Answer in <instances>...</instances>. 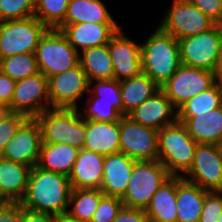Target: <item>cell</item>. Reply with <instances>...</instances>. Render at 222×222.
Returning <instances> with one entry per match:
<instances>
[{
  "mask_svg": "<svg viewBox=\"0 0 222 222\" xmlns=\"http://www.w3.org/2000/svg\"><path fill=\"white\" fill-rule=\"evenodd\" d=\"M28 119L27 116L20 113H10L0 123V157L6 144L13 138L20 126Z\"/></svg>",
  "mask_w": 222,
  "mask_h": 222,
  "instance_id": "cell-38",
  "label": "cell"
},
{
  "mask_svg": "<svg viewBox=\"0 0 222 222\" xmlns=\"http://www.w3.org/2000/svg\"><path fill=\"white\" fill-rule=\"evenodd\" d=\"M216 24L222 25V0H189Z\"/></svg>",
  "mask_w": 222,
  "mask_h": 222,
  "instance_id": "cell-40",
  "label": "cell"
},
{
  "mask_svg": "<svg viewBox=\"0 0 222 222\" xmlns=\"http://www.w3.org/2000/svg\"><path fill=\"white\" fill-rule=\"evenodd\" d=\"M105 156L81 149L74 163L69 181L72 189H100Z\"/></svg>",
  "mask_w": 222,
  "mask_h": 222,
  "instance_id": "cell-20",
  "label": "cell"
},
{
  "mask_svg": "<svg viewBox=\"0 0 222 222\" xmlns=\"http://www.w3.org/2000/svg\"><path fill=\"white\" fill-rule=\"evenodd\" d=\"M48 28L35 16L0 22V59L22 53H35Z\"/></svg>",
  "mask_w": 222,
  "mask_h": 222,
  "instance_id": "cell-9",
  "label": "cell"
},
{
  "mask_svg": "<svg viewBox=\"0 0 222 222\" xmlns=\"http://www.w3.org/2000/svg\"><path fill=\"white\" fill-rule=\"evenodd\" d=\"M135 160L124 153L106 155L103 163V178L100 190L105 196L122 198L127 190L128 182Z\"/></svg>",
  "mask_w": 222,
  "mask_h": 222,
  "instance_id": "cell-19",
  "label": "cell"
},
{
  "mask_svg": "<svg viewBox=\"0 0 222 222\" xmlns=\"http://www.w3.org/2000/svg\"><path fill=\"white\" fill-rule=\"evenodd\" d=\"M153 28L140 41L142 73L161 87L181 66L179 42L157 24Z\"/></svg>",
  "mask_w": 222,
  "mask_h": 222,
  "instance_id": "cell-2",
  "label": "cell"
},
{
  "mask_svg": "<svg viewBox=\"0 0 222 222\" xmlns=\"http://www.w3.org/2000/svg\"><path fill=\"white\" fill-rule=\"evenodd\" d=\"M222 212V192L210 191L205 196L199 222H218L219 215Z\"/></svg>",
  "mask_w": 222,
  "mask_h": 222,
  "instance_id": "cell-39",
  "label": "cell"
},
{
  "mask_svg": "<svg viewBox=\"0 0 222 222\" xmlns=\"http://www.w3.org/2000/svg\"><path fill=\"white\" fill-rule=\"evenodd\" d=\"M70 0H35L34 16L48 29H57L65 20Z\"/></svg>",
  "mask_w": 222,
  "mask_h": 222,
  "instance_id": "cell-33",
  "label": "cell"
},
{
  "mask_svg": "<svg viewBox=\"0 0 222 222\" xmlns=\"http://www.w3.org/2000/svg\"><path fill=\"white\" fill-rule=\"evenodd\" d=\"M215 77H216L217 81L222 82V42H221V48H220L218 63H217V67H216V70H215Z\"/></svg>",
  "mask_w": 222,
  "mask_h": 222,
  "instance_id": "cell-45",
  "label": "cell"
},
{
  "mask_svg": "<svg viewBox=\"0 0 222 222\" xmlns=\"http://www.w3.org/2000/svg\"><path fill=\"white\" fill-rule=\"evenodd\" d=\"M86 96L97 97V102L117 103V111L123 116L120 81L116 79L89 81V91Z\"/></svg>",
  "mask_w": 222,
  "mask_h": 222,
  "instance_id": "cell-35",
  "label": "cell"
},
{
  "mask_svg": "<svg viewBox=\"0 0 222 222\" xmlns=\"http://www.w3.org/2000/svg\"><path fill=\"white\" fill-rule=\"evenodd\" d=\"M89 91V80L80 63L62 73L48 77L51 108L77 109Z\"/></svg>",
  "mask_w": 222,
  "mask_h": 222,
  "instance_id": "cell-10",
  "label": "cell"
},
{
  "mask_svg": "<svg viewBox=\"0 0 222 222\" xmlns=\"http://www.w3.org/2000/svg\"><path fill=\"white\" fill-rule=\"evenodd\" d=\"M31 168L0 157V202L20 203L24 199Z\"/></svg>",
  "mask_w": 222,
  "mask_h": 222,
  "instance_id": "cell-21",
  "label": "cell"
},
{
  "mask_svg": "<svg viewBox=\"0 0 222 222\" xmlns=\"http://www.w3.org/2000/svg\"><path fill=\"white\" fill-rule=\"evenodd\" d=\"M16 81L0 70V103L9 106L13 98Z\"/></svg>",
  "mask_w": 222,
  "mask_h": 222,
  "instance_id": "cell-43",
  "label": "cell"
},
{
  "mask_svg": "<svg viewBox=\"0 0 222 222\" xmlns=\"http://www.w3.org/2000/svg\"><path fill=\"white\" fill-rule=\"evenodd\" d=\"M79 149L69 144L42 143L37 167L69 177Z\"/></svg>",
  "mask_w": 222,
  "mask_h": 222,
  "instance_id": "cell-27",
  "label": "cell"
},
{
  "mask_svg": "<svg viewBox=\"0 0 222 222\" xmlns=\"http://www.w3.org/2000/svg\"><path fill=\"white\" fill-rule=\"evenodd\" d=\"M11 113L36 118L51 108L48 78L41 72L16 81L13 98L8 106Z\"/></svg>",
  "mask_w": 222,
  "mask_h": 222,
  "instance_id": "cell-13",
  "label": "cell"
},
{
  "mask_svg": "<svg viewBox=\"0 0 222 222\" xmlns=\"http://www.w3.org/2000/svg\"><path fill=\"white\" fill-rule=\"evenodd\" d=\"M83 101L84 106H79L77 110L85 120L116 122L122 118L117 111V103L97 102V97H85Z\"/></svg>",
  "mask_w": 222,
  "mask_h": 222,
  "instance_id": "cell-34",
  "label": "cell"
},
{
  "mask_svg": "<svg viewBox=\"0 0 222 222\" xmlns=\"http://www.w3.org/2000/svg\"><path fill=\"white\" fill-rule=\"evenodd\" d=\"M10 109L7 106L0 107V123L10 114Z\"/></svg>",
  "mask_w": 222,
  "mask_h": 222,
  "instance_id": "cell-46",
  "label": "cell"
},
{
  "mask_svg": "<svg viewBox=\"0 0 222 222\" xmlns=\"http://www.w3.org/2000/svg\"><path fill=\"white\" fill-rule=\"evenodd\" d=\"M71 185L68 176L43 170L36 165L31 168L23 207L62 218L66 216Z\"/></svg>",
  "mask_w": 222,
  "mask_h": 222,
  "instance_id": "cell-1",
  "label": "cell"
},
{
  "mask_svg": "<svg viewBox=\"0 0 222 222\" xmlns=\"http://www.w3.org/2000/svg\"><path fill=\"white\" fill-rule=\"evenodd\" d=\"M209 192L177 176V222H199Z\"/></svg>",
  "mask_w": 222,
  "mask_h": 222,
  "instance_id": "cell-23",
  "label": "cell"
},
{
  "mask_svg": "<svg viewBox=\"0 0 222 222\" xmlns=\"http://www.w3.org/2000/svg\"><path fill=\"white\" fill-rule=\"evenodd\" d=\"M22 210L21 203L0 202V222H21Z\"/></svg>",
  "mask_w": 222,
  "mask_h": 222,
  "instance_id": "cell-41",
  "label": "cell"
},
{
  "mask_svg": "<svg viewBox=\"0 0 222 222\" xmlns=\"http://www.w3.org/2000/svg\"><path fill=\"white\" fill-rule=\"evenodd\" d=\"M197 144L222 145V106L183 123Z\"/></svg>",
  "mask_w": 222,
  "mask_h": 222,
  "instance_id": "cell-25",
  "label": "cell"
},
{
  "mask_svg": "<svg viewBox=\"0 0 222 222\" xmlns=\"http://www.w3.org/2000/svg\"><path fill=\"white\" fill-rule=\"evenodd\" d=\"M123 207L121 198L104 195L90 222H113Z\"/></svg>",
  "mask_w": 222,
  "mask_h": 222,
  "instance_id": "cell-37",
  "label": "cell"
},
{
  "mask_svg": "<svg viewBox=\"0 0 222 222\" xmlns=\"http://www.w3.org/2000/svg\"><path fill=\"white\" fill-rule=\"evenodd\" d=\"M216 81L213 72L181 65L160 89L178 109L192 97L210 88Z\"/></svg>",
  "mask_w": 222,
  "mask_h": 222,
  "instance_id": "cell-11",
  "label": "cell"
},
{
  "mask_svg": "<svg viewBox=\"0 0 222 222\" xmlns=\"http://www.w3.org/2000/svg\"><path fill=\"white\" fill-rule=\"evenodd\" d=\"M127 116L138 124L159 131L177 121V109L159 89Z\"/></svg>",
  "mask_w": 222,
  "mask_h": 222,
  "instance_id": "cell-17",
  "label": "cell"
},
{
  "mask_svg": "<svg viewBox=\"0 0 222 222\" xmlns=\"http://www.w3.org/2000/svg\"><path fill=\"white\" fill-rule=\"evenodd\" d=\"M120 27V24L75 23L61 24L57 29L61 30L80 53L87 48L108 44Z\"/></svg>",
  "mask_w": 222,
  "mask_h": 222,
  "instance_id": "cell-18",
  "label": "cell"
},
{
  "mask_svg": "<svg viewBox=\"0 0 222 222\" xmlns=\"http://www.w3.org/2000/svg\"><path fill=\"white\" fill-rule=\"evenodd\" d=\"M197 143L186 126L176 121L158 131V160L171 176H183L191 167Z\"/></svg>",
  "mask_w": 222,
  "mask_h": 222,
  "instance_id": "cell-3",
  "label": "cell"
},
{
  "mask_svg": "<svg viewBox=\"0 0 222 222\" xmlns=\"http://www.w3.org/2000/svg\"><path fill=\"white\" fill-rule=\"evenodd\" d=\"M79 63L89 81L114 79L108 44L82 50Z\"/></svg>",
  "mask_w": 222,
  "mask_h": 222,
  "instance_id": "cell-28",
  "label": "cell"
},
{
  "mask_svg": "<svg viewBox=\"0 0 222 222\" xmlns=\"http://www.w3.org/2000/svg\"><path fill=\"white\" fill-rule=\"evenodd\" d=\"M123 116L141 105L146 99L157 92L160 87L146 74L120 81Z\"/></svg>",
  "mask_w": 222,
  "mask_h": 222,
  "instance_id": "cell-29",
  "label": "cell"
},
{
  "mask_svg": "<svg viewBox=\"0 0 222 222\" xmlns=\"http://www.w3.org/2000/svg\"><path fill=\"white\" fill-rule=\"evenodd\" d=\"M120 152L135 161L158 160V131L133 121L120 119Z\"/></svg>",
  "mask_w": 222,
  "mask_h": 222,
  "instance_id": "cell-14",
  "label": "cell"
},
{
  "mask_svg": "<svg viewBox=\"0 0 222 222\" xmlns=\"http://www.w3.org/2000/svg\"><path fill=\"white\" fill-rule=\"evenodd\" d=\"M0 70L15 81L40 72L35 53H22L2 58Z\"/></svg>",
  "mask_w": 222,
  "mask_h": 222,
  "instance_id": "cell-32",
  "label": "cell"
},
{
  "mask_svg": "<svg viewBox=\"0 0 222 222\" xmlns=\"http://www.w3.org/2000/svg\"><path fill=\"white\" fill-rule=\"evenodd\" d=\"M41 146L40 125L35 118H28L6 144L1 158L34 167L38 163Z\"/></svg>",
  "mask_w": 222,
  "mask_h": 222,
  "instance_id": "cell-16",
  "label": "cell"
},
{
  "mask_svg": "<svg viewBox=\"0 0 222 222\" xmlns=\"http://www.w3.org/2000/svg\"><path fill=\"white\" fill-rule=\"evenodd\" d=\"M59 218L54 215L35 212L23 207L21 222H58Z\"/></svg>",
  "mask_w": 222,
  "mask_h": 222,
  "instance_id": "cell-44",
  "label": "cell"
},
{
  "mask_svg": "<svg viewBox=\"0 0 222 222\" xmlns=\"http://www.w3.org/2000/svg\"><path fill=\"white\" fill-rule=\"evenodd\" d=\"M104 193L100 189H72L66 218L90 222Z\"/></svg>",
  "mask_w": 222,
  "mask_h": 222,
  "instance_id": "cell-31",
  "label": "cell"
},
{
  "mask_svg": "<svg viewBox=\"0 0 222 222\" xmlns=\"http://www.w3.org/2000/svg\"><path fill=\"white\" fill-rule=\"evenodd\" d=\"M182 178L207 191H222V146L198 144L192 165Z\"/></svg>",
  "mask_w": 222,
  "mask_h": 222,
  "instance_id": "cell-12",
  "label": "cell"
},
{
  "mask_svg": "<svg viewBox=\"0 0 222 222\" xmlns=\"http://www.w3.org/2000/svg\"><path fill=\"white\" fill-rule=\"evenodd\" d=\"M181 65L208 70L215 73L221 42L222 25L178 40Z\"/></svg>",
  "mask_w": 222,
  "mask_h": 222,
  "instance_id": "cell-8",
  "label": "cell"
},
{
  "mask_svg": "<svg viewBox=\"0 0 222 222\" xmlns=\"http://www.w3.org/2000/svg\"><path fill=\"white\" fill-rule=\"evenodd\" d=\"M218 222H222V212H221V214L219 215Z\"/></svg>",
  "mask_w": 222,
  "mask_h": 222,
  "instance_id": "cell-48",
  "label": "cell"
},
{
  "mask_svg": "<svg viewBox=\"0 0 222 222\" xmlns=\"http://www.w3.org/2000/svg\"><path fill=\"white\" fill-rule=\"evenodd\" d=\"M121 26L108 43L114 68V79H130L142 73L140 41L129 36Z\"/></svg>",
  "mask_w": 222,
  "mask_h": 222,
  "instance_id": "cell-15",
  "label": "cell"
},
{
  "mask_svg": "<svg viewBox=\"0 0 222 222\" xmlns=\"http://www.w3.org/2000/svg\"><path fill=\"white\" fill-rule=\"evenodd\" d=\"M58 222H77V221L68 219V218H66V217L64 216V217L60 218V219L58 220Z\"/></svg>",
  "mask_w": 222,
  "mask_h": 222,
  "instance_id": "cell-47",
  "label": "cell"
},
{
  "mask_svg": "<svg viewBox=\"0 0 222 222\" xmlns=\"http://www.w3.org/2000/svg\"><path fill=\"white\" fill-rule=\"evenodd\" d=\"M38 68L47 78L75 67L79 53L58 29H48L35 50Z\"/></svg>",
  "mask_w": 222,
  "mask_h": 222,
  "instance_id": "cell-6",
  "label": "cell"
},
{
  "mask_svg": "<svg viewBox=\"0 0 222 222\" xmlns=\"http://www.w3.org/2000/svg\"><path fill=\"white\" fill-rule=\"evenodd\" d=\"M177 176H171L154 193L145 212L151 222H177Z\"/></svg>",
  "mask_w": 222,
  "mask_h": 222,
  "instance_id": "cell-26",
  "label": "cell"
},
{
  "mask_svg": "<svg viewBox=\"0 0 222 222\" xmlns=\"http://www.w3.org/2000/svg\"><path fill=\"white\" fill-rule=\"evenodd\" d=\"M163 17L156 23L166 33L180 40L206 32L216 23L189 0H170Z\"/></svg>",
  "mask_w": 222,
  "mask_h": 222,
  "instance_id": "cell-7",
  "label": "cell"
},
{
  "mask_svg": "<svg viewBox=\"0 0 222 222\" xmlns=\"http://www.w3.org/2000/svg\"><path fill=\"white\" fill-rule=\"evenodd\" d=\"M84 149L104 156L120 152V121L86 120Z\"/></svg>",
  "mask_w": 222,
  "mask_h": 222,
  "instance_id": "cell-22",
  "label": "cell"
},
{
  "mask_svg": "<svg viewBox=\"0 0 222 222\" xmlns=\"http://www.w3.org/2000/svg\"><path fill=\"white\" fill-rule=\"evenodd\" d=\"M41 128L42 143L69 144L84 148L86 120L77 109L50 108L35 118Z\"/></svg>",
  "mask_w": 222,
  "mask_h": 222,
  "instance_id": "cell-4",
  "label": "cell"
},
{
  "mask_svg": "<svg viewBox=\"0 0 222 222\" xmlns=\"http://www.w3.org/2000/svg\"><path fill=\"white\" fill-rule=\"evenodd\" d=\"M170 177L159 160L135 161L122 204L126 208L146 210L154 193Z\"/></svg>",
  "mask_w": 222,
  "mask_h": 222,
  "instance_id": "cell-5",
  "label": "cell"
},
{
  "mask_svg": "<svg viewBox=\"0 0 222 222\" xmlns=\"http://www.w3.org/2000/svg\"><path fill=\"white\" fill-rule=\"evenodd\" d=\"M104 2L105 0H70L62 24H119Z\"/></svg>",
  "mask_w": 222,
  "mask_h": 222,
  "instance_id": "cell-24",
  "label": "cell"
},
{
  "mask_svg": "<svg viewBox=\"0 0 222 222\" xmlns=\"http://www.w3.org/2000/svg\"><path fill=\"white\" fill-rule=\"evenodd\" d=\"M113 222H151L143 209L123 207Z\"/></svg>",
  "mask_w": 222,
  "mask_h": 222,
  "instance_id": "cell-42",
  "label": "cell"
},
{
  "mask_svg": "<svg viewBox=\"0 0 222 222\" xmlns=\"http://www.w3.org/2000/svg\"><path fill=\"white\" fill-rule=\"evenodd\" d=\"M35 0H0V22L34 16Z\"/></svg>",
  "mask_w": 222,
  "mask_h": 222,
  "instance_id": "cell-36",
  "label": "cell"
},
{
  "mask_svg": "<svg viewBox=\"0 0 222 222\" xmlns=\"http://www.w3.org/2000/svg\"><path fill=\"white\" fill-rule=\"evenodd\" d=\"M222 106V82L216 81L210 88L192 97L177 109V121L206 114Z\"/></svg>",
  "mask_w": 222,
  "mask_h": 222,
  "instance_id": "cell-30",
  "label": "cell"
}]
</instances>
